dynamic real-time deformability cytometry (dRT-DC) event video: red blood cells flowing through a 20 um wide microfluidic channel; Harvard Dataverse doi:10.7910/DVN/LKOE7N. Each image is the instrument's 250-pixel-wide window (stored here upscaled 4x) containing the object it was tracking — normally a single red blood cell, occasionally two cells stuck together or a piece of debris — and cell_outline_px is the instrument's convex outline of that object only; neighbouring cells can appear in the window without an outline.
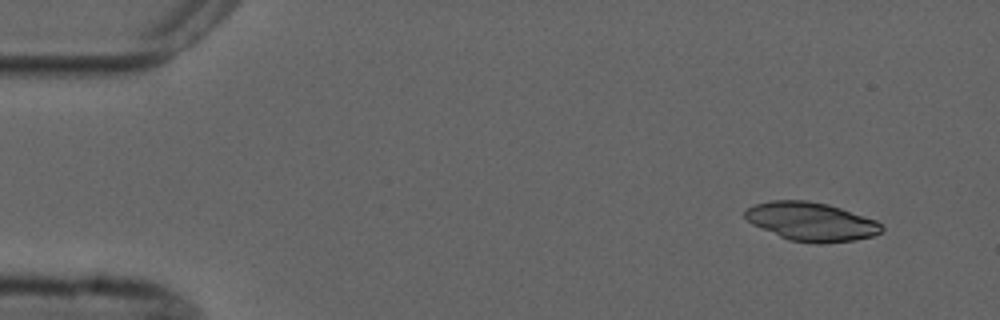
{"species": "common noctule bat (a hibernating species)", "species_latin": "Nyctalus noctula", "temperature_condition": "cold", "stored_images_in_passage": 4, "camera_frame_rate_fps": 3000, "um_per_image_px": 0.085, "animal": {"sex": "male", "forearm_length_mm": 52.5}, "frame": {"image": 1, "passage_image": 1, "time_ms": 0.0, "image_size_px": [1000, 320], "cell_outline_px": [[884, 228], [880, 232], [872, 236], [852, 240], [820, 244], [816, 244], [788, 240], [752, 224], [744, 216], [744, 212], [748, 208], [756, 204], [772, 200], [808, 200], [828, 204], [876, 220]], "centroid_in_image_um": [68.94, 18.84], "position_along_channel_um": 16.1, "area_um2": 30.58}}